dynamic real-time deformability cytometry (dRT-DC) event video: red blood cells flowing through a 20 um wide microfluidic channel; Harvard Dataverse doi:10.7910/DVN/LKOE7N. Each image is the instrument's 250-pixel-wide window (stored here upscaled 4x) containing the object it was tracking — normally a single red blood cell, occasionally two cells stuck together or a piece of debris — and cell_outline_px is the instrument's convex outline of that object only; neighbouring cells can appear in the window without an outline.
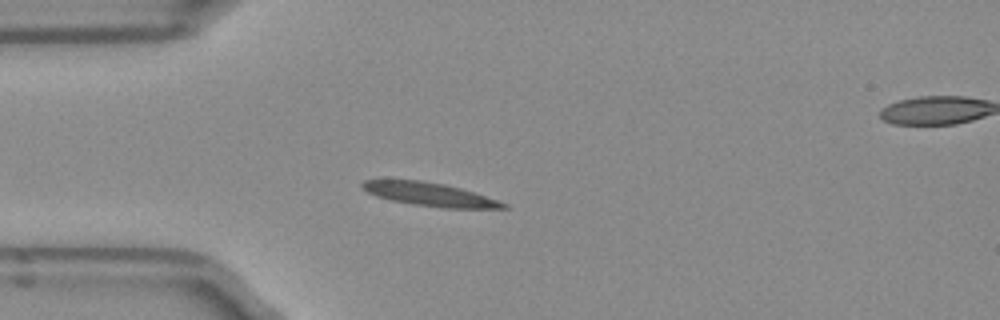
{"species": "Egyptian fruit bat (a non-hibernating species)", "species_latin": "Rousettus aegyptiacus", "temperature_condition": "room temperature", "stored_images_in_passage": 23, "camera_frame_rate_fps": 3000, "um_per_image_px": 0.085, "frame": {"image": 1, "passage_image": 1, "time_ms": 0.0, "image_size_px": [1000, 320], "cell_outline_px": [[508, 208], [440, 208], [412, 204], [392, 200], [376, 196], [368, 192], [360, 184], [364, 180], [416, 180], [444, 184], [460, 188], [508, 204]], "centroid_in_image_um": [36.51, 16.53], "position_along_channel_um": 48.5, "area_um2": 18.84}}